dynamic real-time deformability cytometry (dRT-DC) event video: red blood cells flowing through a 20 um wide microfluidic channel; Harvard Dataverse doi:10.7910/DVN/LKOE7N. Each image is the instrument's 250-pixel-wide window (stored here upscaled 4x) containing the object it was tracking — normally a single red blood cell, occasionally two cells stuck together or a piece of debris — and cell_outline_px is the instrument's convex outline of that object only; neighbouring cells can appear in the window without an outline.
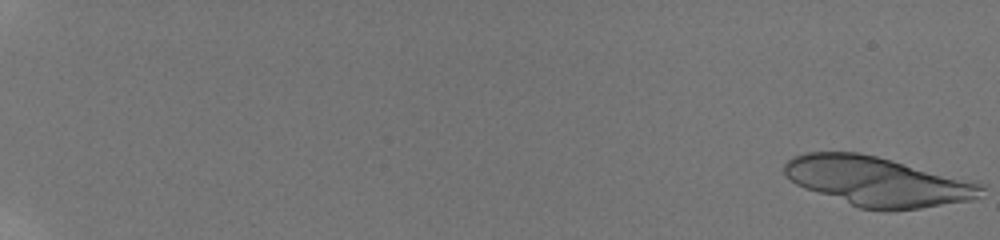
{"species": "human", "species_latin": "Homo sapiens", "temperature_condition": "room temperature", "stored_images_in_passage": 14, "camera_frame_rate_fps": 3000, "um_per_image_px": 0.085, "donor": {"sex": "male"}, "frame": {"image": 1, "passage_image": 1, "time_ms": 0.0, "image_size_px": [1000, 240], "cell_outline_px": [[984, 188], [972, 200], [920, 208], [888, 212], [860, 208], [804, 188], [796, 184], [784, 172], [784, 164], [792, 156], [804, 152], [860, 152], [892, 160], [984, 184]], "centroid_in_image_um": [74.55, 15.43], "position_along_channel_um": 10.5, "area_um2": 56.3}}